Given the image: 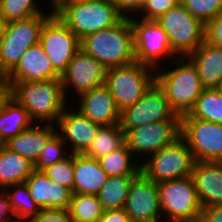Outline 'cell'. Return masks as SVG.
<instances>
[{
	"instance_id": "34",
	"label": "cell",
	"mask_w": 222,
	"mask_h": 222,
	"mask_svg": "<svg viewBox=\"0 0 222 222\" xmlns=\"http://www.w3.org/2000/svg\"><path fill=\"white\" fill-rule=\"evenodd\" d=\"M65 147V148H64ZM68 152V153H67ZM66 144L61 137L56 133L46 144L39 158L34 164V170L43 171L56 162L62 161L69 155Z\"/></svg>"
},
{
	"instance_id": "24",
	"label": "cell",
	"mask_w": 222,
	"mask_h": 222,
	"mask_svg": "<svg viewBox=\"0 0 222 222\" xmlns=\"http://www.w3.org/2000/svg\"><path fill=\"white\" fill-rule=\"evenodd\" d=\"M73 169V193L97 195L109 177L100 167L98 159L85 154H73Z\"/></svg>"
},
{
	"instance_id": "17",
	"label": "cell",
	"mask_w": 222,
	"mask_h": 222,
	"mask_svg": "<svg viewBox=\"0 0 222 222\" xmlns=\"http://www.w3.org/2000/svg\"><path fill=\"white\" fill-rule=\"evenodd\" d=\"M55 125L57 127V134L66 145H70L69 147L67 146V149L72 154H84L101 127V125L92 122L84 116L71 104L64 108Z\"/></svg>"
},
{
	"instance_id": "10",
	"label": "cell",
	"mask_w": 222,
	"mask_h": 222,
	"mask_svg": "<svg viewBox=\"0 0 222 222\" xmlns=\"http://www.w3.org/2000/svg\"><path fill=\"white\" fill-rule=\"evenodd\" d=\"M129 18L133 30L134 55L138 63L156 69L161 65V60L178 57L172 51L167 33L156 20H145L138 16Z\"/></svg>"
},
{
	"instance_id": "40",
	"label": "cell",
	"mask_w": 222,
	"mask_h": 222,
	"mask_svg": "<svg viewBox=\"0 0 222 222\" xmlns=\"http://www.w3.org/2000/svg\"><path fill=\"white\" fill-rule=\"evenodd\" d=\"M115 7L125 16L137 14L147 0H110ZM136 12V13H135Z\"/></svg>"
},
{
	"instance_id": "36",
	"label": "cell",
	"mask_w": 222,
	"mask_h": 222,
	"mask_svg": "<svg viewBox=\"0 0 222 222\" xmlns=\"http://www.w3.org/2000/svg\"><path fill=\"white\" fill-rule=\"evenodd\" d=\"M55 183L70 189L73 193L74 169L73 154L70 153L62 161L56 162L52 166L42 171Z\"/></svg>"
},
{
	"instance_id": "28",
	"label": "cell",
	"mask_w": 222,
	"mask_h": 222,
	"mask_svg": "<svg viewBox=\"0 0 222 222\" xmlns=\"http://www.w3.org/2000/svg\"><path fill=\"white\" fill-rule=\"evenodd\" d=\"M133 158L136 159L124 143L119 149L100 157L98 161L100 167L108 176L139 175L141 164L139 160L135 162Z\"/></svg>"
},
{
	"instance_id": "2",
	"label": "cell",
	"mask_w": 222,
	"mask_h": 222,
	"mask_svg": "<svg viewBox=\"0 0 222 222\" xmlns=\"http://www.w3.org/2000/svg\"><path fill=\"white\" fill-rule=\"evenodd\" d=\"M53 8L79 39L113 27L125 17L110 0H59Z\"/></svg>"
},
{
	"instance_id": "27",
	"label": "cell",
	"mask_w": 222,
	"mask_h": 222,
	"mask_svg": "<svg viewBox=\"0 0 222 222\" xmlns=\"http://www.w3.org/2000/svg\"><path fill=\"white\" fill-rule=\"evenodd\" d=\"M138 175L109 176L107 182L97 193L103 210L123 209L133 183Z\"/></svg>"
},
{
	"instance_id": "18",
	"label": "cell",
	"mask_w": 222,
	"mask_h": 222,
	"mask_svg": "<svg viewBox=\"0 0 222 222\" xmlns=\"http://www.w3.org/2000/svg\"><path fill=\"white\" fill-rule=\"evenodd\" d=\"M78 99L77 102L80 103L75 108L92 122L101 126L119 124L120 110L105 84L80 95Z\"/></svg>"
},
{
	"instance_id": "46",
	"label": "cell",
	"mask_w": 222,
	"mask_h": 222,
	"mask_svg": "<svg viewBox=\"0 0 222 222\" xmlns=\"http://www.w3.org/2000/svg\"><path fill=\"white\" fill-rule=\"evenodd\" d=\"M7 80L6 74L0 69V85Z\"/></svg>"
},
{
	"instance_id": "37",
	"label": "cell",
	"mask_w": 222,
	"mask_h": 222,
	"mask_svg": "<svg viewBox=\"0 0 222 222\" xmlns=\"http://www.w3.org/2000/svg\"><path fill=\"white\" fill-rule=\"evenodd\" d=\"M179 3L180 0H147L141 10L135 15L141 14L138 16L145 20H157Z\"/></svg>"
},
{
	"instance_id": "22",
	"label": "cell",
	"mask_w": 222,
	"mask_h": 222,
	"mask_svg": "<svg viewBox=\"0 0 222 222\" xmlns=\"http://www.w3.org/2000/svg\"><path fill=\"white\" fill-rule=\"evenodd\" d=\"M56 129L55 124L43 125L36 122L17 136L10 138L4 145L35 164L47 142L57 133Z\"/></svg>"
},
{
	"instance_id": "44",
	"label": "cell",
	"mask_w": 222,
	"mask_h": 222,
	"mask_svg": "<svg viewBox=\"0 0 222 222\" xmlns=\"http://www.w3.org/2000/svg\"><path fill=\"white\" fill-rule=\"evenodd\" d=\"M10 96V86L7 82V80L0 85V110L3 107L4 102L9 98Z\"/></svg>"
},
{
	"instance_id": "9",
	"label": "cell",
	"mask_w": 222,
	"mask_h": 222,
	"mask_svg": "<svg viewBox=\"0 0 222 222\" xmlns=\"http://www.w3.org/2000/svg\"><path fill=\"white\" fill-rule=\"evenodd\" d=\"M156 21L167 33L172 51L178 57L188 56L205 41V24L181 3Z\"/></svg>"
},
{
	"instance_id": "16",
	"label": "cell",
	"mask_w": 222,
	"mask_h": 222,
	"mask_svg": "<svg viewBox=\"0 0 222 222\" xmlns=\"http://www.w3.org/2000/svg\"><path fill=\"white\" fill-rule=\"evenodd\" d=\"M123 209L134 222L162 220L158 184L141 172L133 180Z\"/></svg>"
},
{
	"instance_id": "32",
	"label": "cell",
	"mask_w": 222,
	"mask_h": 222,
	"mask_svg": "<svg viewBox=\"0 0 222 222\" xmlns=\"http://www.w3.org/2000/svg\"><path fill=\"white\" fill-rule=\"evenodd\" d=\"M68 211L74 222H99L104 210L97 195L73 193Z\"/></svg>"
},
{
	"instance_id": "35",
	"label": "cell",
	"mask_w": 222,
	"mask_h": 222,
	"mask_svg": "<svg viewBox=\"0 0 222 222\" xmlns=\"http://www.w3.org/2000/svg\"><path fill=\"white\" fill-rule=\"evenodd\" d=\"M180 3L204 24L222 13V0H180Z\"/></svg>"
},
{
	"instance_id": "30",
	"label": "cell",
	"mask_w": 222,
	"mask_h": 222,
	"mask_svg": "<svg viewBox=\"0 0 222 222\" xmlns=\"http://www.w3.org/2000/svg\"><path fill=\"white\" fill-rule=\"evenodd\" d=\"M5 191L8 193L10 207L17 222H28L40 212L25 182L10 185L5 188Z\"/></svg>"
},
{
	"instance_id": "8",
	"label": "cell",
	"mask_w": 222,
	"mask_h": 222,
	"mask_svg": "<svg viewBox=\"0 0 222 222\" xmlns=\"http://www.w3.org/2000/svg\"><path fill=\"white\" fill-rule=\"evenodd\" d=\"M158 190L163 221L189 222L201 217L202 207L191 176L160 182Z\"/></svg>"
},
{
	"instance_id": "20",
	"label": "cell",
	"mask_w": 222,
	"mask_h": 222,
	"mask_svg": "<svg viewBox=\"0 0 222 222\" xmlns=\"http://www.w3.org/2000/svg\"><path fill=\"white\" fill-rule=\"evenodd\" d=\"M191 177L202 208L222 205V162L195 161Z\"/></svg>"
},
{
	"instance_id": "48",
	"label": "cell",
	"mask_w": 222,
	"mask_h": 222,
	"mask_svg": "<svg viewBox=\"0 0 222 222\" xmlns=\"http://www.w3.org/2000/svg\"><path fill=\"white\" fill-rule=\"evenodd\" d=\"M189 222H204V221H203L202 218L200 217V218H198V219H194V220L189 221Z\"/></svg>"
},
{
	"instance_id": "42",
	"label": "cell",
	"mask_w": 222,
	"mask_h": 222,
	"mask_svg": "<svg viewBox=\"0 0 222 222\" xmlns=\"http://www.w3.org/2000/svg\"><path fill=\"white\" fill-rule=\"evenodd\" d=\"M201 218L204 222H222V205L203 207Z\"/></svg>"
},
{
	"instance_id": "38",
	"label": "cell",
	"mask_w": 222,
	"mask_h": 222,
	"mask_svg": "<svg viewBox=\"0 0 222 222\" xmlns=\"http://www.w3.org/2000/svg\"><path fill=\"white\" fill-rule=\"evenodd\" d=\"M28 222H73L68 209H40Z\"/></svg>"
},
{
	"instance_id": "1",
	"label": "cell",
	"mask_w": 222,
	"mask_h": 222,
	"mask_svg": "<svg viewBox=\"0 0 222 222\" xmlns=\"http://www.w3.org/2000/svg\"><path fill=\"white\" fill-rule=\"evenodd\" d=\"M10 97L22 105L36 123L56 124L64 108L65 99L60 78L45 81H7Z\"/></svg>"
},
{
	"instance_id": "39",
	"label": "cell",
	"mask_w": 222,
	"mask_h": 222,
	"mask_svg": "<svg viewBox=\"0 0 222 222\" xmlns=\"http://www.w3.org/2000/svg\"><path fill=\"white\" fill-rule=\"evenodd\" d=\"M205 41L222 47V13L205 24Z\"/></svg>"
},
{
	"instance_id": "3",
	"label": "cell",
	"mask_w": 222,
	"mask_h": 222,
	"mask_svg": "<svg viewBox=\"0 0 222 222\" xmlns=\"http://www.w3.org/2000/svg\"><path fill=\"white\" fill-rule=\"evenodd\" d=\"M80 49L106 69L136 61L130 18L124 17L113 27L86 35L80 39Z\"/></svg>"
},
{
	"instance_id": "15",
	"label": "cell",
	"mask_w": 222,
	"mask_h": 222,
	"mask_svg": "<svg viewBox=\"0 0 222 222\" xmlns=\"http://www.w3.org/2000/svg\"><path fill=\"white\" fill-rule=\"evenodd\" d=\"M106 71L107 69L93 56L80 49L60 76L65 99L69 98L68 91L72 88L79 98L91 89L105 84Z\"/></svg>"
},
{
	"instance_id": "29",
	"label": "cell",
	"mask_w": 222,
	"mask_h": 222,
	"mask_svg": "<svg viewBox=\"0 0 222 222\" xmlns=\"http://www.w3.org/2000/svg\"><path fill=\"white\" fill-rule=\"evenodd\" d=\"M181 118H197L222 124V93L216 88L204 89L189 113Z\"/></svg>"
},
{
	"instance_id": "45",
	"label": "cell",
	"mask_w": 222,
	"mask_h": 222,
	"mask_svg": "<svg viewBox=\"0 0 222 222\" xmlns=\"http://www.w3.org/2000/svg\"><path fill=\"white\" fill-rule=\"evenodd\" d=\"M7 21L0 15V39L3 36L6 26H7Z\"/></svg>"
},
{
	"instance_id": "11",
	"label": "cell",
	"mask_w": 222,
	"mask_h": 222,
	"mask_svg": "<svg viewBox=\"0 0 222 222\" xmlns=\"http://www.w3.org/2000/svg\"><path fill=\"white\" fill-rule=\"evenodd\" d=\"M170 119H181L169 105L163 89L154 81L144 95L133 105L120 111L123 132L139 126Z\"/></svg>"
},
{
	"instance_id": "5",
	"label": "cell",
	"mask_w": 222,
	"mask_h": 222,
	"mask_svg": "<svg viewBox=\"0 0 222 222\" xmlns=\"http://www.w3.org/2000/svg\"><path fill=\"white\" fill-rule=\"evenodd\" d=\"M48 13L31 18L8 22L0 39V69L7 75L27 49L40 43L44 23L54 14L53 6Z\"/></svg>"
},
{
	"instance_id": "21",
	"label": "cell",
	"mask_w": 222,
	"mask_h": 222,
	"mask_svg": "<svg viewBox=\"0 0 222 222\" xmlns=\"http://www.w3.org/2000/svg\"><path fill=\"white\" fill-rule=\"evenodd\" d=\"M25 183L40 209H68L72 191L52 181L42 171L34 170Z\"/></svg>"
},
{
	"instance_id": "31",
	"label": "cell",
	"mask_w": 222,
	"mask_h": 222,
	"mask_svg": "<svg viewBox=\"0 0 222 222\" xmlns=\"http://www.w3.org/2000/svg\"><path fill=\"white\" fill-rule=\"evenodd\" d=\"M124 143V132L119 124L101 126L92 144L84 154L88 157L99 159L119 149Z\"/></svg>"
},
{
	"instance_id": "12",
	"label": "cell",
	"mask_w": 222,
	"mask_h": 222,
	"mask_svg": "<svg viewBox=\"0 0 222 222\" xmlns=\"http://www.w3.org/2000/svg\"><path fill=\"white\" fill-rule=\"evenodd\" d=\"M181 137L195 161L222 162V124L181 118Z\"/></svg>"
},
{
	"instance_id": "25",
	"label": "cell",
	"mask_w": 222,
	"mask_h": 222,
	"mask_svg": "<svg viewBox=\"0 0 222 222\" xmlns=\"http://www.w3.org/2000/svg\"><path fill=\"white\" fill-rule=\"evenodd\" d=\"M33 171L32 162L0 144V189L25 182Z\"/></svg>"
},
{
	"instance_id": "23",
	"label": "cell",
	"mask_w": 222,
	"mask_h": 222,
	"mask_svg": "<svg viewBox=\"0 0 222 222\" xmlns=\"http://www.w3.org/2000/svg\"><path fill=\"white\" fill-rule=\"evenodd\" d=\"M187 57L195 65L202 87L217 88L222 79V47L204 41Z\"/></svg>"
},
{
	"instance_id": "26",
	"label": "cell",
	"mask_w": 222,
	"mask_h": 222,
	"mask_svg": "<svg viewBox=\"0 0 222 222\" xmlns=\"http://www.w3.org/2000/svg\"><path fill=\"white\" fill-rule=\"evenodd\" d=\"M33 123L27 110L9 96L0 110V144L6 143Z\"/></svg>"
},
{
	"instance_id": "19",
	"label": "cell",
	"mask_w": 222,
	"mask_h": 222,
	"mask_svg": "<svg viewBox=\"0 0 222 222\" xmlns=\"http://www.w3.org/2000/svg\"><path fill=\"white\" fill-rule=\"evenodd\" d=\"M52 62L38 43L21 56L17 65L6 75L7 81H45L60 78Z\"/></svg>"
},
{
	"instance_id": "13",
	"label": "cell",
	"mask_w": 222,
	"mask_h": 222,
	"mask_svg": "<svg viewBox=\"0 0 222 222\" xmlns=\"http://www.w3.org/2000/svg\"><path fill=\"white\" fill-rule=\"evenodd\" d=\"M181 137V119L159 121L128 129L124 132L125 144L133 156H151ZM144 154V155H143Z\"/></svg>"
},
{
	"instance_id": "14",
	"label": "cell",
	"mask_w": 222,
	"mask_h": 222,
	"mask_svg": "<svg viewBox=\"0 0 222 222\" xmlns=\"http://www.w3.org/2000/svg\"><path fill=\"white\" fill-rule=\"evenodd\" d=\"M40 44L52 62L53 68L61 75L72 57L80 50V39L60 20L55 13L44 23Z\"/></svg>"
},
{
	"instance_id": "33",
	"label": "cell",
	"mask_w": 222,
	"mask_h": 222,
	"mask_svg": "<svg viewBox=\"0 0 222 222\" xmlns=\"http://www.w3.org/2000/svg\"><path fill=\"white\" fill-rule=\"evenodd\" d=\"M36 0H0V15L7 21L22 20L41 15Z\"/></svg>"
},
{
	"instance_id": "4",
	"label": "cell",
	"mask_w": 222,
	"mask_h": 222,
	"mask_svg": "<svg viewBox=\"0 0 222 222\" xmlns=\"http://www.w3.org/2000/svg\"><path fill=\"white\" fill-rule=\"evenodd\" d=\"M172 61L175 68L171 70H164L162 65L155 69V81L163 89L172 110L183 116L189 113L204 88L195 65L187 56Z\"/></svg>"
},
{
	"instance_id": "43",
	"label": "cell",
	"mask_w": 222,
	"mask_h": 222,
	"mask_svg": "<svg viewBox=\"0 0 222 222\" xmlns=\"http://www.w3.org/2000/svg\"><path fill=\"white\" fill-rule=\"evenodd\" d=\"M130 218L124 209L104 210L99 222H129Z\"/></svg>"
},
{
	"instance_id": "6",
	"label": "cell",
	"mask_w": 222,
	"mask_h": 222,
	"mask_svg": "<svg viewBox=\"0 0 222 222\" xmlns=\"http://www.w3.org/2000/svg\"><path fill=\"white\" fill-rule=\"evenodd\" d=\"M154 81L155 69L137 61L109 68L105 77V85L120 111L135 104Z\"/></svg>"
},
{
	"instance_id": "41",
	"label": "cell",
	"mask_w": 222,
	"mask_h": 222,
	"mask_svg": "<svg viewBox=\"0 0 222 222\" xmlns=\"http://www.w3.org/2000/svg\"><path fill=\"white\" fill-rule=\"evenodd\" d=\"M0 222H17L10 207V199L5 189H0Z\"/></svg>"
},
{
	"instance_id": "47",
	"label": "cell",
	"mask_w": 222,
	"mask_h": 222,
	"mask_svg": "<svg viewBox=\"0 0 222 222\" xmlns=\"http://www.w3.org/2000/svg\"><path fill=\"white\" fill-rule=\"evenodd\" d=\"M216 89L222 93V79L220 80V83Z\"/></svg>"
},
{
	"instance_id": "7",
	"label": "cell",
	"mask_w": 222,
	"mask_h": 222,
	"mask_svg": "<svg viewBox=\"0 0 222 222\" xmlns=\"http://www.w3.org/2000/svg\"><path fill=\"white\" fill-rule=\"evenodd\" d=\"M195 159L182 137L140 162L141 172L155 183L191 176Z\"/></svg>"
},
{
	"instance_id": "49",
	"label": "cell",
	"mask_w": 222,
	"mask_h": 222,
	"mask_svg": "<svg viewBox=\"0 0 222 222\" xmlns=\"http://www.w3.org/2000/svg\"><path fill=\"white\" fill-rule=\"evenodd\" d=\"M59 0H50V3L49 4H51V6H53L55 3H57Z\"/></svg>"
}]
</instances>
